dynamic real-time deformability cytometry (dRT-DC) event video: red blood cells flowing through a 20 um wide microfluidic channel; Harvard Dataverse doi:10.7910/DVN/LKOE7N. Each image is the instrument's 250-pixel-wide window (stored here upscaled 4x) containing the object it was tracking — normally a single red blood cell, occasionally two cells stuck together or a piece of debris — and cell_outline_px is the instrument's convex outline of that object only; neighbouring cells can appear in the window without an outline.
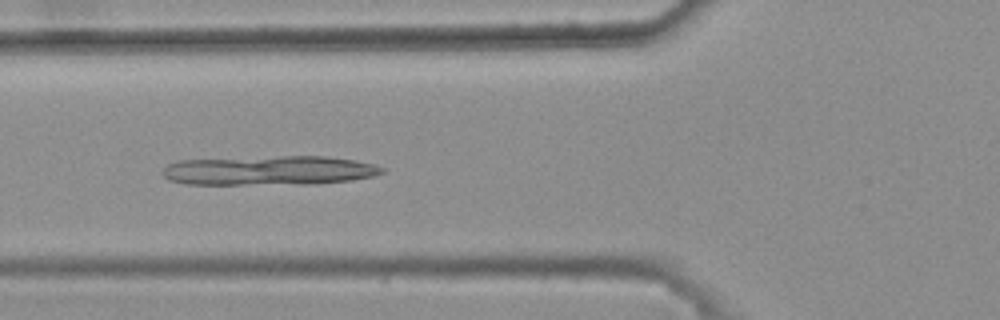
{"species": "common noctule bat (a hibernating species)", "species_latin": "Nyctalus noctula", "temperature_condition": "warm", "stored_images_in_passage": 31, "camera_frame_rate_fps": 3000, "um_per_image_px": 0.085, "animal": {"sex": "female", "body_mass_g": 25.1}, "frame": {"image": 1, "passage_image": 9, "time_ms": 2.667, "image_size_px": [1000, 320], "cell_outline_px": [[384, 172], [372, 176], [352, 180], [312, 184], [184, 184], [168, 180], [160, 172], [168, 164], [180, 160], [280, 156], [324, 156], [356, 160], [372, 164], [384, 168]], "centroid_in_image_um": [22.86, 14.49], "position_along_channel_um": 102.9, "area_um2": 37.63}}
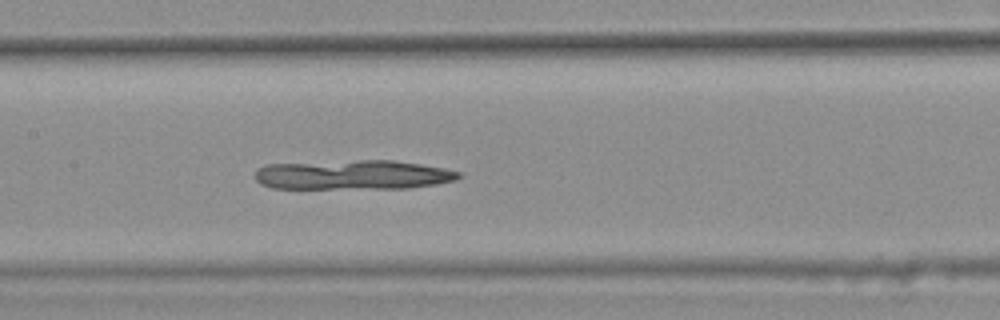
{"frame": {"image": 2, "passage_image": 15, "time_ms": 4.667, "image_size_px": [1000, 320], "cell_outline_px": [[464, 176], [456, 180], [436, 184], [408, 188], [272, 188], [260, 184], [256, 180], [256, 168], [264, 164], [356, 160], [392, 160], [420, 164], [444, 168], [460, 172]], "centroid_in_image_um": [30.0, 14.85], "position_along_channel_um": 177.4, "area_um2": 35.2}}
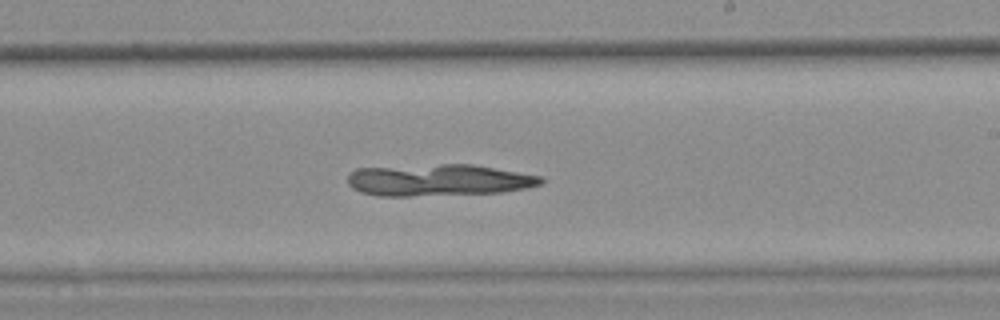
{"frame": {"image": 3, "passage_image": 21, "time_ms": 6.667, "image_size_px": [1000, 320], "cell_outline_px": [[544, 184], [504, 192], [408, 196], [376, 196], [360, 192], [352, 188], [348, 184], [348, 172], [356, 168], [440, 164], [472, 164], [544, 176]], "centroid_in_image_um": [37.28, 15.3], "position_along_channel_um": 251.7, "area_um2": 36.07}}